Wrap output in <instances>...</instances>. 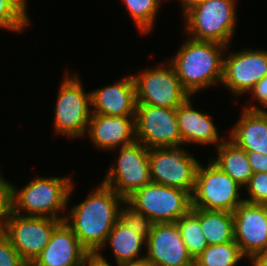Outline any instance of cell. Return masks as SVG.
<instances>
[{"label": "cell", "mask_w": 267, "mask_h": 266, "mask_svg": "<svg viewBox=\"0 0 267 266\" xmlns=\"http://www.w3.org/2000/svg\"><path fill=\"white\" fill-rule=\"evenodd\" d=\"M98 186L88 198L74 206L64 220L92 256L105 246L108 234L119 219L120 204L125 201L111 187L102 182Z\"/></svg>", "instance_id": "cell-1"}, {"label": "cell", "mask_w": 267, "mask_h": 266, "mask_svg": "<svg viewBox=\"0 0 267 266\" xmlns=\"http://www.w3.org/2000/svg\"><path fill=\"white\" fill-rule=\"evenodd\" d=\"M188 38L169 62L182 87L193 96L202 89L222 82L223 53L228 46Z\"/></svg>", "instance_id": "cell-2"}, {"label": "cell", "mask_w": 267, "mask_h": 266, "mask_svg": "<svg viewBox=\"0 0 267 266\" xmlns=\"http://www.w3.org/2000/svg\"><path fill=\"white\" fill-rule=\"evenodd\" d=\"M74 181L67 177L35 176L20 190L13 185V212L22 216L48 217L65 220L59 213L66 210ZM25 214H23V213ZM27 214V215H26Z\"/></svg>", "instance_id": "cell-3"}, {"label": "cell", "mask_w": 267, "mask_h": 266, "mask_svg": "<svg viewBox=\"0 0 267 266\" xmlns=\"http://www.w3.org/2000/svg\"><path fill=\"white\" fill-rule=\"evenodd\" d=\"M236 0H202L183 16L190 38L229 46L237 21Z\"/></svg>", "instance_id": "cell-4"}, {"label": "cell", "mask_w": 267, "mask_h": 266, "mask_svg": "<svg viewBox=\"0 0 267 266\" xmlns=\"http://www.w3.org/2000/svg\"><path fill=\"white\" fill-rule=\"evenodd\" d=\"M125 200L153 224L176 222L192 208V196L188 191L152 181Z\"/></svg>", "instance_id": "cell-5"}, {"label": "cell", "mask_w": 267, "mask_h": 266, "mask_svg": "<svg viewBox=\"0 0 267 266\" xmlns=\"http://www.w3.org/2000/svg\"><path fill=\"white\" fill-rule=\"evenodd\" d=\"M78 74H66L58 89L54 130L70 138L84 137L92 115L91 93H86Z\"/></svg>", "instance_id": "cell-6"}, {"label": "cell", "mask_w": 267, "mask_h": 266, "mask_svg": "<svg viewBox=\"0 0 267 266\" xmlns=\"http://www.w3.org/2000/svg\"><path fill=\"white\" fill-rule=\"evenodd\" d=\"M240 184L217 167L211 160L207 168L199 165L195 189L192 193V208L233 212L243 202Z\"/></svg>", "instance_id": "cell-7"}, {"label": "cell", "mask_w": 267, "mask_h": 266, "mask_svg": "<svg viewBox=\"0 0 267 266\" xmlns=\"http://www.w3.org/2000/svg\"><path fill=\"white\" fill-rule=\"evenodd\" d=\"M151 181L188 191L195 189L200 162L181 146L149 149Z\"/></svg>", "instance_id": "cell-8"}, {"label": "cell", "mask_w": 267, "mask_h": 266, "mask_svg": "<svg viewBox=\"0 0 267 266\" xmlns=\"http://www.w3.org/2000/svg\"><path fill=\"white\" fill-rule=\"evenodd\" d=\"M164 64L161 62L156 69L133 75L137 104L177 108L190 96L182 87L171 63L168 61L166 66Z\"/></svg>", "instance_id": "cell-9"}, {"label": "cell", "mask_w": 267, "mask_h": 266, "mask_svg": "<svg viewBox=\"0 0 267 266\" xmlns=\"http://www.w3.org/2000/svg\"><path fill=\"white\" fill-rule=\"evenodd\" d=\"M118 156L117 162L110 166L102 183L126 199L135 190L151 182L149 148L136 141L120 147Z\"/></svg>", "instance_id": "cell-10"}, {"label": "cell", "mask_w": 267, "mask_h": 266, "mask_svg": "<svg viewBox=\"0 0 267 266\" xmlns=\"http://www.w3.org/2000/svg\"><path fill=\"white\" fill-rule=\"evenodd\" d=\"M61 220L22 216L12 212L1 231L8 237L21 258L30 265L49 243Z\"/></svg>", "instance_id": "cell-11"}, {"label": "cell", "mask_w": 267, "mask_h": 266, "mask_svg": "<svg viewBox=\"0 0 267 266\" xmlns=\"http://www.w3.org/2000/svg\"><path fill=\"white\" fill-rule=\"evenodd\" d=\"M135 127L136 141L149 149L183 145L176 108L137 104Z\"/></svg>", "instance_id": "cell-12"}, {"label": "cell", "mask_w": 267, "mask_h": 266, "mask_svg": "<svg viewBox=\"0 0 267 266\" xmlns=\"http://www.w3.org/2000/svg\"><path fill=\"white\" fill-rule=\"evenodd\" d=\"M232 213L234 241L243 255H267V205L243 201Z\"/></svg>", "instance_id": "cell-13"}, {"label": "cell", "mask_w": 267, "mask_h": 266, "mask_svg": "<svg viewBox=\"0 0 267 266\" xmlns=\"http://www.w3.org/2000/svg\"><path fill=\"white\" fill-rule=\"evenodd\" d=\"M267 76V50L230 52L223 58L222 84L234 96H243Z\"/></svg>", "instance_id": "cell-14"}, {"label": "cell", "mask_w": 267, "mask_h": 266, "mask_svg": "<svg viewBox=\"0 0 267 266\" xmlns=\"http://www.w3.org/2000/svg\"><path fill=\"white\" fill-rule=\"evenodd\" d=\"M145 248V258L155 266H194L176 222L153 224Z\"/></svg>", "instance_id": "cell-15"}, {"label": "cell", "mask_w": 267, "mask_h": 266, "mask_svg": "<svg viewBox=\"0 0 267 266\" xmlns=\"http://www.w3.org/2000/svg\"><path fill=\"white\" fill-rule=\"evenodd\" d=\"M91 257L72 228L62 221L54 229L49 243L30 266H79Z\"/></svg>", "instance_id": "cell-16"}, {"label": "cell", "mask_w": 267, "mask_h": 266, "mask_svg": "<svg viewBox=\"0 0 267 266\" xmlns=\"http://www.w3.org/2000/svg\"><path fill=\"white\" fill-rule=\"evenodd\" d=\"M95 147L114 150L136 142L135 116H105L92 113L86 131Z\"/></svg>", "instance_id": "cell-17"}, {"label": "cell", "mask_w": 267, "mask_h": 266, "mask_svg": "<svg viewBox=\"0 0 267 266\" xmlns=\"http://www.w3.org/2000/svg\"><path fill=\"white\" fill-rule=\"evenodd\" d=\"M91 106L92 113L105 116H135L136 90L133 75L125 76L113 85L93 90Z\"/></svg>", "instance_id": "cell-18"}, {"label": "cell", "mask_w": 267, "mask_h": 266, "mask_svg": "<svg viewBox=\"0 0 267 266\" xmlns=\"http://www.w3.org/2000/svg\"><path fill=\"white\" fill-rule=\"evenodd\" d=\"M189 96L180 106L176 108L178 129L183 144H215L218 146L225 139L219 137L213 119L209 114L195 110ZM221 138V139H220Z\"/></svg>", "instance_id": "cell-19"}, {"label": "cell", "mask_w": 267, "mask_h": 266, "mask_svg": "<svg viewBox=\"0 0 267 266\" xmlns=\"http://www.w3.org/2000/svg\"><path fill=\"white\" fill-rule=\"evenodd\" d=\"M231 130L228 139L239 148L267 154V110L242 109Z\"/></svg>", "instance_id": "cell-20"}, {"label": "cell", "mask_w": 267, "mask_h": 266, "mask_svg": "<svg viewBox=\"0 0 267 266\" xmlns=\"http://www.w3.org/2000/svg\"><path fill=\"white\" fill-rule=\"evenodd\" d=\"M216 149L218 156L210 160L234 181L245 187L253 175L246 151L227 138Z\"/></svg>", "instance_id": "cell-21"}, {"label": "cell", "mask_w": 267, "mask_h": 266, "mask_svg": "<svg viewBox=\"0 0 267 266\" xmlns=\"http://www.w3.org/2000/svg\"><path fill=\"white\" fill-rule=\"evenodd\" d=\"M111 245L116 264L124 261H134L145 257L140 251L146 239L131 230L124 222L118 219L108 234L105 244Z\"/></svg>", "instance_id": "cell-22"}, {"label": "cell", "mask_w": 267, "mask_h": 266, "mask_svg": "<svg viewBox=\"0 0 267 266\" xmlns=\"http://www.w3.org/2000/svg\"><path fill=\"white\" fill-rule=\"evenodd\" d=\"M199 221L208 245L234 241L233 213L199 208Z\"/></svg>", "instance_id": "cell-23"}, {"label": "cell", "mask_w": 267, "mask_h": 266, "mask_svg": "<svg viewBox=\"0 0 267 266\" xmlns=\"http://www.w3.org/2000/svg\"><path fill=\"white\" fill-rule=\"evenodd\" d=\"M176 225L189 255L195 260L208 247L199 221V208H191L176 221Z\"/></svg>", "instance_id": "cell-24"}, {"label": "cell", "mask_w": 267, "mask_h": 266, "mask_svg": "<svg viewBox=\"0 0 267 266\" xmlns=\"http://www.w3.org/2000/svg\"><path fill=\"white\" fill-rule=\"evenodd\" d=\"M244 257L235 241L208 245L194 260V266H237Z\"/></svg>", "instance_id": "cell-25"}, {"label": "cell", "mask_w": 267, "mask_h": 266, "mask_svg": "<svg viewBox=\"0 0 267 266\" xmlns=\"http://www.w3.org/2000/svg\"><path fill=\"white\" fill-rule=\"evenodd\" d=\"M27 0H0V28L14 32L25 30L30 23Z\"/></svg>", "instance_id": "cell-26"}, {"label": "cell", "mask_w": 267, "mask_h": 266, "mask_svg": "<svg viewBox=\"0 0 267 266\" xmlns=\"http://www.w3.org/2000/svg\"><path fill=\"white\" fill-rule=\"evenodd\" d=\"M123 2L138 30L142 34L149 33L154 27L161 0H123Z\"/></svg>", "instance_id": "cell-27"}, {"label": "cell", "mask_w": 267, "mask_h": 266, "mask_svg": "<svg viewBox=\"0 0 267 266\" xmlns=\"http://www.w3.org/2000/svg\"><path fill=\"white\" fill-rule=\"evenodd\" d=\"M124 203L126 206L120 208L119 219L136 234L147 239L153 226L151 219H149L143 212L136 210L126 200Z\"/></svg>", "instance_id": "cell-28"}, {"label": "cell", "mask_w": 267, "mask_h": 266, "mask_svg": "<svg viewBox=\"0 0 267 266\" xmlns=\"http://www.w3.org/2000/svg\"><path fill=\"white\" fill-rule=\"evenodd\" d=\"M245 188L250 197L244 201L267 205V172L253 173Z\"/></svg>", "instance_id": "cell-29"}, {"label": "cell", "mask_w": 267, "mask_h": 266, "mask_svg": "<svg viewBox=\"0 0 267 266\" xmlns=\"http://www.w3.org/2000/svg\"><path fill=\"white\" fill-rule=\"evenodd\" d=\"M12 246L8 237L0 230V266H27Z\"/></svg>", "instance_id": "cell-30"}, {"label": "cell", "mask_w": 267, "mask_h": 266, "mask_svg": "<svg viewBox=\"0 0 267 266\" xmlns=\"http://www.w3.org/2000/svg\"><path fill=\"white\" fill-rule=\"evenodd\" d=\"M12 190L13 184L2 178L0 172V230L13 212Z\"/></svg>", "instance_id": "cell-31"}, {"label": "cell", "mask_w": 267, "mask_h": 266, "mask_svg": "<svg viewBox=\"0 0 267 266\" xmlns=\"http://www.w3.org/2000/svg\"><path fill=\"white\" fill-rule=\"evenodd\" d=\"M253 173L267 172V154L245 150Z\"/></svg>", "instance_id": "cell-32"}, {"label": "cell", "mask_w": 267, "mask_h": 266, "mask_svg": "<svg viewBox=\"0 0 267 266\" xmlns=\"http://www.w3.org/2000/svg\"><path fill=\"white\" fill-rule=\"evenodd\" d=\"M94 261L102 266H111L110 263L107 262L105 256L103 257L102 253L100 251H97L93 255ZM117 266H155L151 261H149L147 258H142L139 260L134 261H124L117 263Z\"/></svg>", "instance_id": "cell-33"}, {"label": "cell", "mask_w": 267, "mask_h": 266, "mask_svg": "<svg viewBox=\"0 0 267 266\" xmlns=\"http://www.w3.org/2000/svg\"><path fill=\"white\" fill-rule=\"evenodd\" d=\"M249 92L259 102L260 107H264L267 104V76L255 84Z\"/></svg>", "instance_id": "cell-34"}, {"label": "cell", "mask_w": 267, "mask_h": 266, "mask_svg": "<svg viewBox=\"0 0 267 266\" xmlns=\"http://www.w3.org/2000/svg\"><path fill=\"white\" fill-rule=\"evenodd\" d=\"M251 266H267V255H256L250 258Z\"/></svg>", "instance_id": "cell-35"}, {"label": "cell", "mask_w": 267, "mask_h": 266, "mask_svg": "<svg viewBox=\"0 0 267 266\" xmlns=\"http://www.w3.org/2000/svg\"><path fill=\"white\" fill-rule=\"evenodd\" d=\"M182 2L181 6L183 7V14L188 11L191 7L199 4L202 0H180Z\"/></svg>", "instance_id": "cell-36"}, {"label": "cell", "mask_w": 267, "mask_h": 266, "mask_svg": "<svg viewBox=\"0 0 267 266\" xmlns=\"http://www.w3.org/2000/svg\"><path fill=\"white\" fill-rule=\"evenodd\" d=\"M267 107V104L264 106V108H260L257 105H251V106H244L243 109L246 110H261L264 112V109Z\"/></svg>", "instance_id": "cell-37"}, {"label": "cell", "mask_w": 267, "mask_h": 266, "mask_svg": "<svg viewBox=\"0 0 267 266\" xmlns=\"http://www.w3.org/2000/svg\"><path fill=\"white\" fill-rule=\"evenodd\" d=\"M95 263L93 256L84 264L79 266H92Z\"/></svg>", "instance_id": "cell-38"}, {"label": "cell", "mask_w": 267, "mask_h": 266, "mask_svg": "<svg viewBox=\"0 0 267 266\" xmlns=\"http://www.w3.org/2000/svg\"><path fill=\"white\" fill-rule=\"evenodd\" d=\"M92 266H102V265H99V264H97V263L95 262Z\"/></svg>", "instance_id": "cell-39"}]
</instances>
